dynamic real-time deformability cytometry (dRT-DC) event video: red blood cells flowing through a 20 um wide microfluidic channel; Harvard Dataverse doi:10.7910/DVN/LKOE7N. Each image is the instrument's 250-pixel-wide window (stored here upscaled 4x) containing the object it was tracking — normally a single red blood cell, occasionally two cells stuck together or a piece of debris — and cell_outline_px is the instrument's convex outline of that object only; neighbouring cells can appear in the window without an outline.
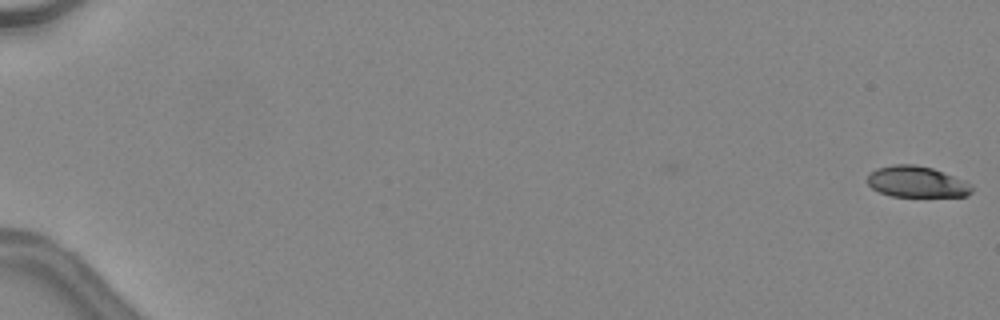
{"species": "common noctule bat (a hibernating species)", "species_latin": "Nyctalus noctula", "temperature_condition": "warm", "stored_images_in_passage": 2, "camera_frame_rate_fps": 3000, "um_per_image_px": 0.085, "animal": {"sex": "female", "body_mass_g": 24.6, "forearm_length_mm": 56.2}, "frame": {"image": 1, "passage_image": 2, "time_ms": 0.333, "image_size_px": [1000, 320], "cell_outline_px": [[972, 192], [968, 196], [892, 196], [880, 192], [872, 188], [868, 184], [868, 176], [876, 168], [892, 164], [916, 164], [932, 168], [964, 180], [972, 184]], "centroid_in_image_um": [77.93, 15.45], "position_along_channel_um": 7.1, "area_um2": 18.9}}